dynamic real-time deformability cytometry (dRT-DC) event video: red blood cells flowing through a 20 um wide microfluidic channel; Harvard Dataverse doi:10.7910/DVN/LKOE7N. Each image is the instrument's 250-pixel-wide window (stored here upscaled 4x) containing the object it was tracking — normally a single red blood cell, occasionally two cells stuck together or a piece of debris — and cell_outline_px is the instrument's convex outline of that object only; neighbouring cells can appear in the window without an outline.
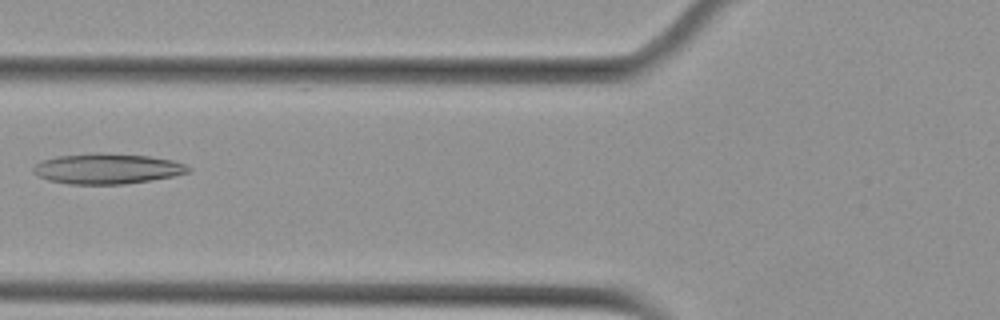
{"species": "Egyptian fruit bat (a non-hibernating species)", "species_latin": "Rousettus aegyptiacus", "temperature_condition": "cold", "stored_images_in_passage": 4, "camera_frame_rate_fps": 3000, "um_per_image_px": 0.085, "animal": {"sex": "female"}, "frame": {"image": 1, "passage_image": 3, "time_ms": 0.667, "image_size_px": [1000, 320], "cell_outline_px": [[192, 172], [152, 180], [124, 184], [68, 184], [48, 180], [32, 172], [32, 168], [40, 160], [56, 156], [92, 152], [100, 152], [148, 156], [172, 160], [184, 164], [192, 168]], "centroid_in_image_um": [9.1, 14.33], "position_along_channel_um": 116.7, "area_um2": 27.74}}
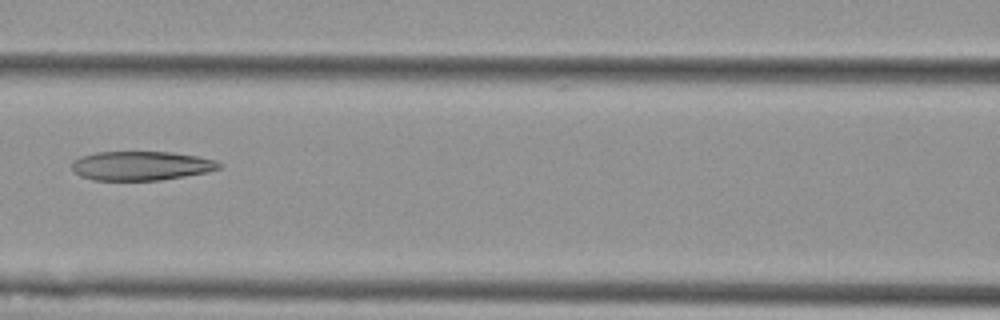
{"frame": {"image": 2, "passage_image": 4, "time_ms": 1.0, "image_size_px": [1000, 320], "cell_outline_px": [[224, 164], [220, 168], [208, 172], [160, 180], [92, 180], [80, 176], [72, 168], [72, 160], [80, 156], [96, 152], [172, 152], [200, 156], [216, 160]], "centroid_in_image_um": [12.02, 14.08], "position_along_channel_um": 154.6, "area_um2": 25.2}}